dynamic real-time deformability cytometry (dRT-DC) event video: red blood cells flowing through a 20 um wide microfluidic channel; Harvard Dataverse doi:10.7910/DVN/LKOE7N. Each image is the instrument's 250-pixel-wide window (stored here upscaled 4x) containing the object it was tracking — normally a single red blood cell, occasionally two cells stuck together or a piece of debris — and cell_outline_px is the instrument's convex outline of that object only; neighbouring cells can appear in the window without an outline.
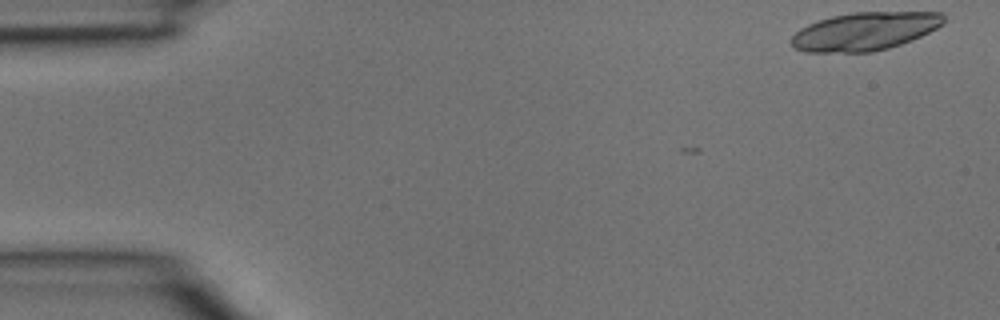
{"species": "common noctule bat (a hibernating species)", "species_latin": "Nyctalus noctula", "temperature_condition": "room temperature", "stored_images_in_passage": 4, "camera_frame_rate_fps": 3000, "um_per_image_px": 0.085, "animal": {"sex": "male", "body_mass_g": 15.6}, "frame": {"image": 1, "passage_image": 1, "time_ms": 0.0, "image_size_px": [1000, 320], "cell_outline_px": [[944, 24], [912, 40], [888, 48], [872, 52], [804, 52], [792, 48], [792, 36], [800, 28], [808, 24], [832, 16], [856, 12], [940, 12], [944, 16]], "centroid_in_image_um": [73.49, 2.66], "position_along_channel_um": 11.5, "area_um2": 33.76}}